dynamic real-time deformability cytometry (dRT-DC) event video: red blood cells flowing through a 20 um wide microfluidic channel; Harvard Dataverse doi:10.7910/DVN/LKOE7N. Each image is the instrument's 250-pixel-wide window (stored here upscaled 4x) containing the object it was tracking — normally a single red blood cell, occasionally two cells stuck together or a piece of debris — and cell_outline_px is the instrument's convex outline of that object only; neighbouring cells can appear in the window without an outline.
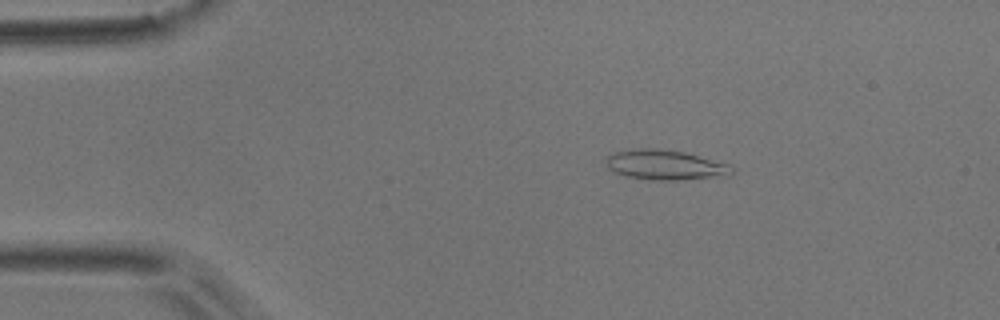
{"species": "common noctule bat (a hibernating species)", "species_latin": "Nyctalus noctula", "temperature_condition": "room temperature", "stored_images_in_passage": 4, "camera_frame_rate_fps": 3000, "um_per_image_px": 0.085, "animal": {"sex": "male", "body_mass_g": 17.9}, "frame": {"image": 1, "passage_image": 2, "time_ms": 1.333, "image_size_px": [1000, 320], "cell_outline_px": [[732, 172], [708, 176], [676, 180], [648, 180], [628, 176], [616, 172], [608, 168], [604, 164], [604, 160], [612, 152], [640, 148], [660, 148], [684, 152], [732, 164]], "centroid_in_image_um": [56.43, 13.98], "position_along_channel_um": 28.6, "area_um2": 21.62}}